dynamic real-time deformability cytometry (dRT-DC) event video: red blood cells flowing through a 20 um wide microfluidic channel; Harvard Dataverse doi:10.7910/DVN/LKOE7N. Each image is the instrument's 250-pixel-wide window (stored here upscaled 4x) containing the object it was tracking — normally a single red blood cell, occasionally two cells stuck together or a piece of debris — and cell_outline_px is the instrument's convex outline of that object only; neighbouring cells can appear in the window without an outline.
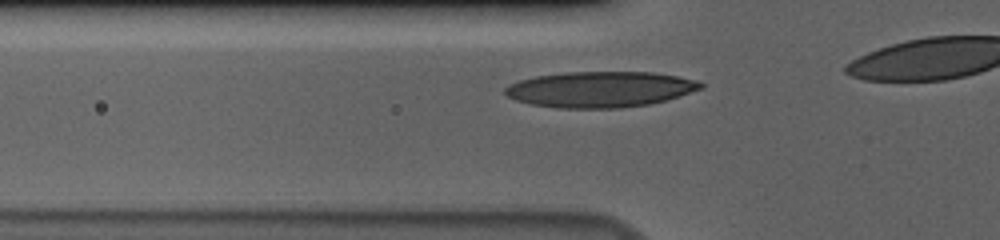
{"species": "human", "species_latin": "Homo sapiens", "temperature_condition": "cold", "stored_images_in_passage": 11, "camera_frame_rate_fps": 3000, "um_per_image_px": 0.085, "donor": {"sex": "male"}, "frame": {"image": 1, "passage_image": 5, "time_ms": 1.333, "image_size_px": [1000, 240], "cell_outline_px": [[704, 88], [680, 96], [648, 104], [620, 108], [556, 108], [528, 104], [516, 100], [508, 96], [504, 92], [504, 88], [508, 84], [520, 80], [536, 76], [568, 72], [652, 72], [676, 76], [696, 80], [704, 84]], "centroid_in_image_um": [51.0, 7.6], "position_along_channel_um": 74.8, "area_um2": 40.86}}
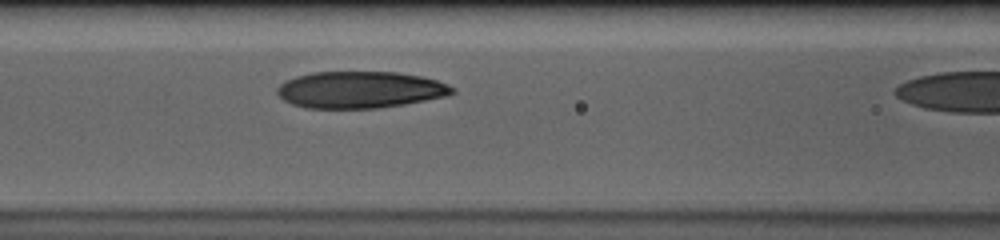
{"frame": {"image": 2, "passage_image": 10, "time_ms": 3.0, "image_size_px": [1000, 240], "cell_outline_px": [[456, 92], [448, 96], [404, 104], [376, 108], [308, 108], [292, 104], [284, 100], [276, 92], [276, 88], [280, 84], [296, 76], [312, 72], [396, 72], [420, 76], [436, 80], [448, 84]], "centroid_in_image_um": [30.61, 7.63], "position_along_channel_um": 136.0, "area_um2": 37.4}}